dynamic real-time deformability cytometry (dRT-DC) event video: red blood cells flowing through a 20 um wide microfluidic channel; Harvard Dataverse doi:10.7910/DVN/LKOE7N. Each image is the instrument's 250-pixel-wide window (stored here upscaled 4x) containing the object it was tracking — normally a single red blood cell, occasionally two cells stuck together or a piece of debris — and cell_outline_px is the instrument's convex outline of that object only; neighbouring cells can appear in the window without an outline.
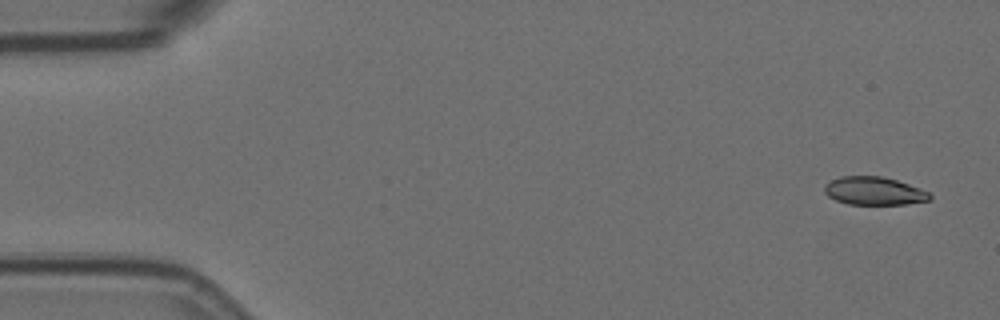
{"species": "Egyptian fruit bat (a non-hibernating species)", "species_latin": "Rousettus aegyptiacus", "temperature_condition": "room temperature", "stored_images_in_passage": 6, "segment_of_instrument_passage": [1, 2], "camera_frame_rate_fps": 3000, "um_per_image_px": 0.085, "animal": {"sex": "female"}, "frame": {"image": 1, "passage_image": 1, "time_ms": 0.0, "image_size_px": [1000, 320], "cell_outline_px": [[932, 200], [904, 204], [848, 204], [836, 200], [828, 196], [824, 192], [824, 184], [840, 176], [880, 176], [896, 180], [920, 188], [928, 192], [932, 196]], "centroid_in_image_um": [74.29, 16.23], "position_along_channel_um": 10.7, "area_um2": 17.22}}